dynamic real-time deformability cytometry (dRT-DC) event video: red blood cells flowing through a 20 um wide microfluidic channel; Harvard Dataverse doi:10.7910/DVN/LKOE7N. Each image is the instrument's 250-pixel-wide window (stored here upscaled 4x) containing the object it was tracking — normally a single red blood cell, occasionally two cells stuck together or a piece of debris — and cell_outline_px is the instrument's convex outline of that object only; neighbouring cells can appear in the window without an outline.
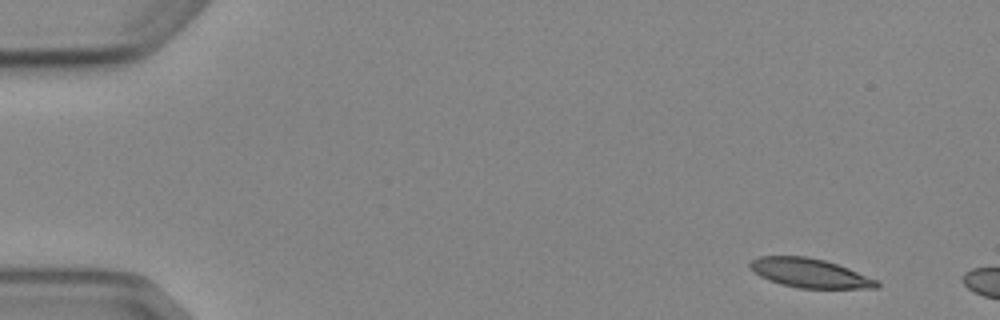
{"species": "Egyptian fruit bat (a non-hibernating species)", "species_latin": "Rousettus aegyptiacus", "temperature_condition": "cold", "stored_images_in_passage": 3, "camera_frame_rate_fps": 3000, "um_per_image_px": 0.085, "animal": {"sex": "female"}, "frame": {"image": 1, "passage_image": 1, "time_ms": 0.0, "image_size_px": [1000, 320], "cell_outline_px": [[880, 284], [876, 288], [800, 288], [780, 284], [768, 280], [760, 276], [748, 264], [752, 260], [760, 256], [808, 256], [824, 260], [848, 268], [876, 280]], "centroid_in_image_um": [68.81, 23.21], "position_along_channel_um": 16.2, "area_um2": 21.21}}